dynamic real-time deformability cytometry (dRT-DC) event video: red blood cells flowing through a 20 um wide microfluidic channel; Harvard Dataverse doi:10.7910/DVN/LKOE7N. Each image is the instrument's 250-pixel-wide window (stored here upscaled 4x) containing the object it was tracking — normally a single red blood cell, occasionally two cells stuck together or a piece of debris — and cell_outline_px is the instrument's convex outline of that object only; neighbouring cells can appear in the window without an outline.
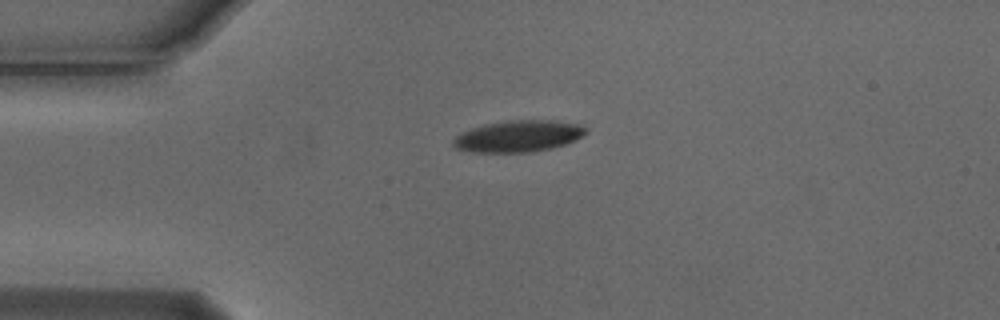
{"species": "Egyptian fruit bat (a non-hibernating species)", "species_latin": "Rousettus aegyptiacus", "temperature_condition": "cold", "stored_images_in_passage": 35, "camera_frame_rate_fps": 3000, "um_per_image_px": 0.085, "animal": {"sex": "male"}, "frame": {"image": 1, "passage_image": 1, "time_ms": 0.0, "image_size_px": [1000, 320], "cell_outline_px": [[588, 132], [584, 136], [576, 140], [552, 148], [532, 152], [472, 152], [456, 148], [452, 144], [452, 140], [456, 136], [472, 128], [488, 124], [508, 120], [556, 120], [580, 124], [588, 128]], "centroid_in_image_um": [44.13, 11.57], "position_along_channel_um": 40.9, "area_um2": 24.45}}
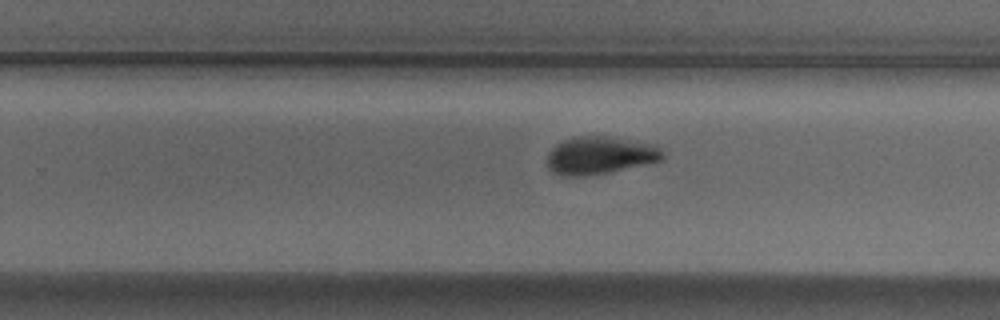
{"frame": {"image": 2, "passage_image": 22, "time_ms": 7.0, "image_size_px": [1000, 320], "cell_outline_px": [[664, 160], [608, 172], [584, 176], [560, 176], [552, 172], [548, 168], [548, 152], [556, 144], [572, 136], [604, 136], [652, 144], [660, 148], [664, 152]], "centroid_in_image_um": [50.97, 13.21], "position_along_channel_um": 278.8, "area_um2": 25.32}}
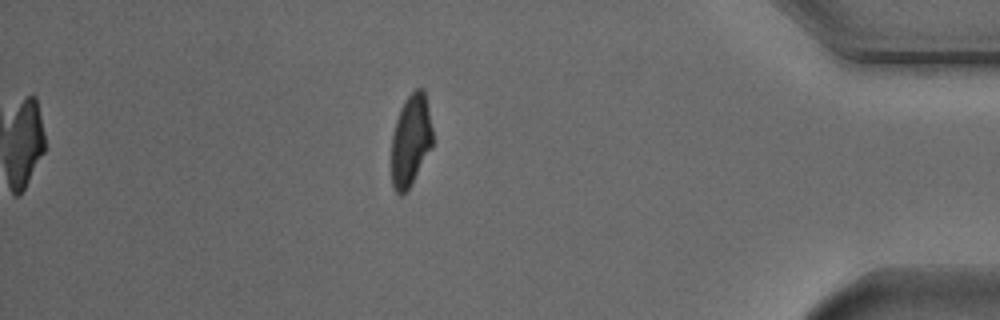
{"frame": {"image": 3, "passage_image": 35, "time_ms": 11.333, "image_size_px": [1000, 320], "cell_outline_px": [[432, 148], [408, 188], [400, 196], [396, 192], [392, 184], [392, 136], [396, 120], [400, 108], [408, 96], [416, 88], [424, 88], [432, 128]], "centroid_in_image_um": [34.91, 11.9], "position_along_channel_um": 400.3, "area_um2": 21.73}, "authors_computed_cell_mechanics": {"area_um2": 25.6632, "velocity_mm_per_s": 3.7694, "shape_relaxation_time_tau1_ms": 3.8793, "shape_relaxation_time_tau2_ms": 6.2561, "deformation_change_tau1": 0.1702, "deformation_change_tau2": 0.1286}}